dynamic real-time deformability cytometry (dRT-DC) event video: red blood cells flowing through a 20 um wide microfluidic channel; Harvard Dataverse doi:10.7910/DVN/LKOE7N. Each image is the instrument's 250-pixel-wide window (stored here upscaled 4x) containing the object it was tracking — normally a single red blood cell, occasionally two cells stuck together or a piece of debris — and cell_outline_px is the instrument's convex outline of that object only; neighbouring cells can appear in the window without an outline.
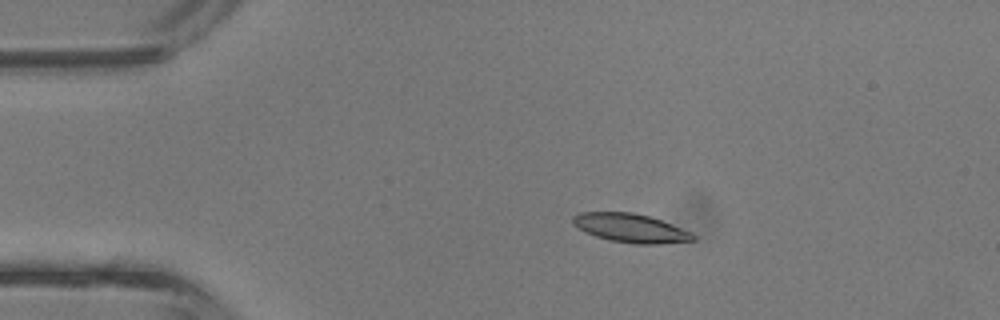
{"species": "common noctule bat (a hibernating species)", "species_latin": "Nyctalus noctula", "temperature_condition": "room temperature", "stored_images_in_passage": 2, "camera_frame_rate_fps": 3000, "um_per_image_px": 0.085, "animal": {"sex": "male", "body_mass_g": 13.3}, "frame": {"image": 1, "passage_image": 1, "time_ms": 0.0, "image_size_px": [1000, 320], "cell_outline_px": [[696, 240], [660, 244], [636, 244], [608, 240], [596, 236], [580, 228], [572, 220], [572, 216], [580, 212], [632, 212], [648, 216], [660, 220], [692, 232], [696, 236]], "centroid_in_image_um": [53.65, 19.39], "position_along_channel_um": 31.4, "area_um2": 19.94}}